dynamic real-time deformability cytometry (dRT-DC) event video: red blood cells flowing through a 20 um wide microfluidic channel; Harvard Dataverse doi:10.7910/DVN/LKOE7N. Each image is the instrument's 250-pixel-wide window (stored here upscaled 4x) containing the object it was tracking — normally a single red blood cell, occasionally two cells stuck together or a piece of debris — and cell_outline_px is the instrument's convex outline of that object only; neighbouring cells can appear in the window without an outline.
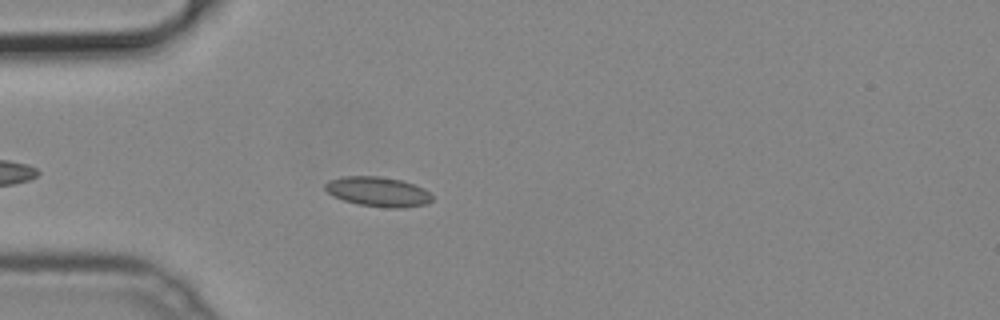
{"species": "common noctule bat (a hibernating species)", "species_latin": "Nyctalus noctula", "temperature_condition": "cold", "stored_images_in_passage": 33, "camera_frame_rate_fps": 3000, "um_per_image_px": 0.085, "animal": {"sex": "male", "body_mass_g": 19.2, "forearm_length_mm": 51.8}, "frame": {"image": 1, "passage_image": 6, "time_ms": 1.667, "image_size_px": [1000, 320], "cell_outline_px": [[432, 200], [424, 204], [400, 208], [388, 208], [356, 204], [332, 196], [324, 188], [324, 184], [328, 180], [344, 176], [376, 176], [400, 180], [424, 188], [432, 196]], "centroid_in_image_um": [32.08, 16.29], "position_along_channel_um": 52.9, "area_um2": 18.44}}
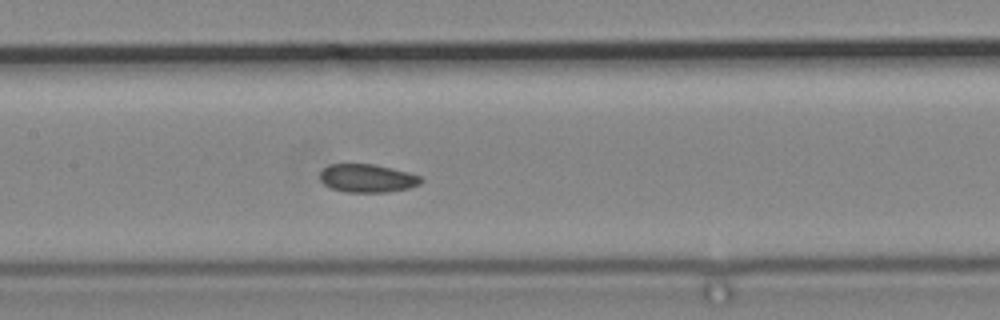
{"frame": {"image": 2, "passage_image": 16, "time_ms": 5.0, "image_size_px": [1000, 320], "cell_outline_px": [[424, 180], [420, 184], [408, 188], [388, 192], [344, 192], [332, 188], [324, 184], [320, 180], [320, 172], [328, 164], [372, 164], [408, 172], [420, 176]], "centroid_in_image_um": [31.21, 15.15], "position_along_channel_um": 176.2, "area_um2": 16.59}}
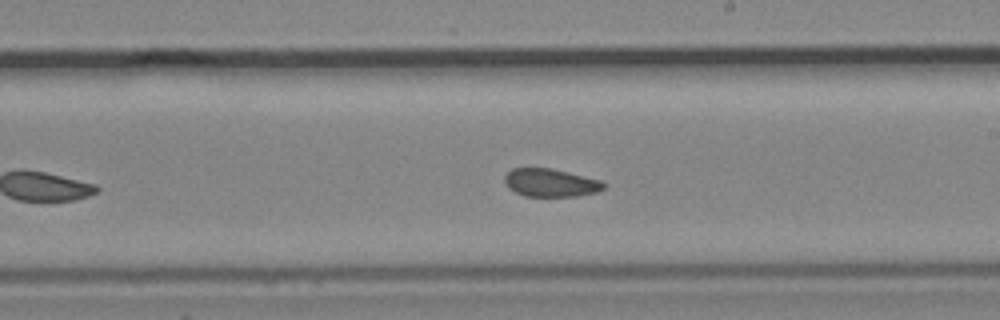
{"frame": {"image": 3, "passage_image": 21, "time_ms": 6.667, "image_size_px": [1000, 320], "cell_outline_px": [[604, 188], [596, 192], [576, 196], [524, 196], [508, 188], [504, 180], [504, 176], [512, 168], [552, 168], [600, 180], [604, 184]], "centroid_in_image_um": [46.76, 15.53], "position_along_channel_um": 242.2, "area_um2": 16.07}}